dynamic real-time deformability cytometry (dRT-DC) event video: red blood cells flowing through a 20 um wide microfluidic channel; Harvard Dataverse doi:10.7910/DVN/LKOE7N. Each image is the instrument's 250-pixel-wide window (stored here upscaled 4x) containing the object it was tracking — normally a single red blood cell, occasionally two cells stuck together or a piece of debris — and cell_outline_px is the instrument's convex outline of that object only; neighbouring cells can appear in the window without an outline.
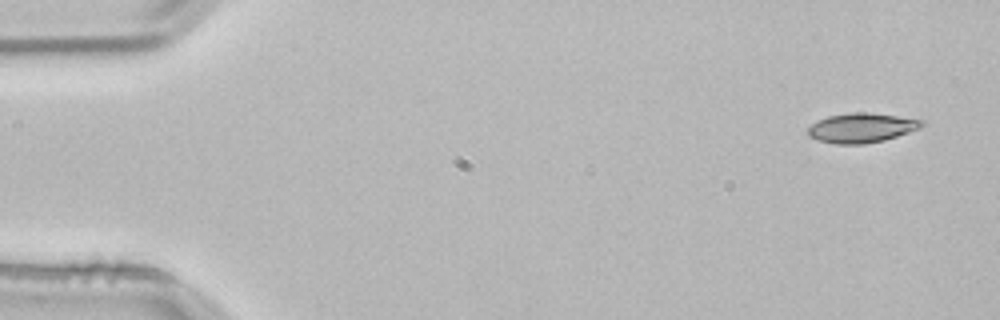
{"species": "common noctule bat (a hibernating species)", "species_latin": "Nyctalus noctula", "temperature_condition": "room temperature", "stored_images_in_passage": 3, "camera_frame_rate_fps": 3000, "um_per_image_px": 0.085, "animal": {"sex": "male", "body_mass_g": 21.5, "forearm_length_mm": 52.0}, "frame": {"image": 1, "passage_image": 1, "time_ms": 0.0, "image_size_px": [1000, 320], "cell_outline_px": [[924, 124], [920, 128], [884, 140], [864, 144], [836, 144], [820, 140], [808, 136], [808, 128], [812, 124], [828, 116], [852, 112], [864, 112], [896, 116], [924, 120]], "centroid_in_image_um": [73.23, 10.87], "position_along_channel_um": 11.8, "area_um2": 19.31}}